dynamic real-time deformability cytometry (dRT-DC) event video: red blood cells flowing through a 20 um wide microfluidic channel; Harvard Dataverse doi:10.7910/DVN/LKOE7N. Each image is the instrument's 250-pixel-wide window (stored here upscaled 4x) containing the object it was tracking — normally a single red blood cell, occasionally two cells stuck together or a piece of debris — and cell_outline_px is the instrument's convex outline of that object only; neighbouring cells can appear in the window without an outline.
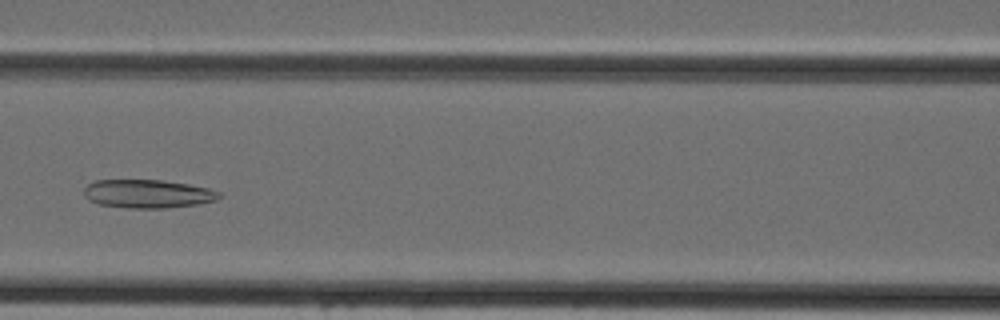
{"species": "Egyptian fruit bat (a non-hibernating species)", "species_latin": "Rousettus aegyptiacus", "temperature_condition": "cold", "stored_images_in_passage": 44, "camera_frame_rate_fps": 3000, "um_per_image_px": 0.085, "animal": {"sex": "female"}, "frame": {"image": 1, "passage_image": 19, "time_ms": 6.0, "image_size_px": [1000, 320], "cell_outline_px": [[220, 196], [216, 200], [196, 204], [164, 208], [128, 208], [96, 204], [88, 200], [84, 196], [84, 188], [88, 184], [96, 180], [164, 180], [188, 184], [208, 188], [220, 192]], "centroid_in_image_um": [12.51, 16.47], "position_along_channel_um": 154.1, "area_um2": 22.43}}
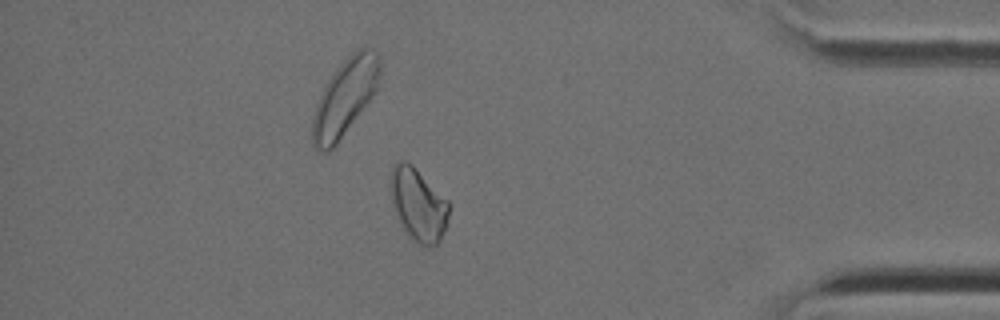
{"frame": {"image": 2, "passage_image": 38, "time_ms": 12.333, "image_size_px": [1000, 320], "cell_outline_px": [[452, 204], [440, 240], [436, 244], [416, 244], [412, 240], [404, 228], [392, 208], [388, 184], [392, 164], [400, 160], [404, 160], [412, 164]], "centroid_in_image_um": [35.5, 17.32], "position_along_channel_um": 399.7, "area_um2": 25.03}}
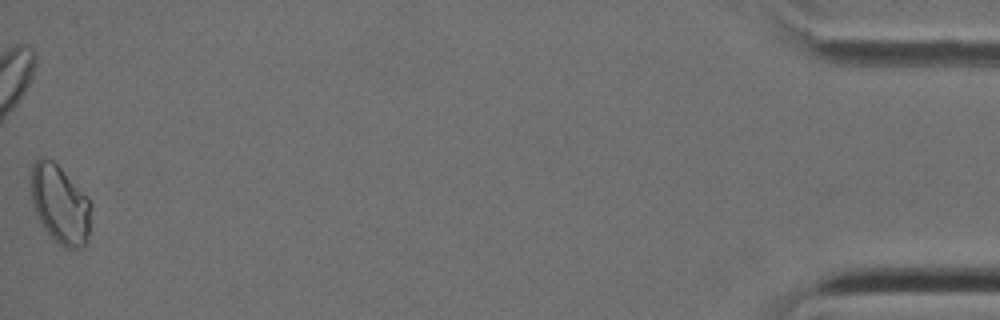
{"frame": {"image": 3, "passage_image": 44, "time_ms": 14.333, "image_size_px": [1000, 320], "cell_outline_px": [[92, 208], [88, 240], [84, 248], [64, 248], [48, 232], [40, 220], [32, 204], [32, 164], [40, 156], [52, 160], [88, 196], [92, 204]], "centroid_in_image_um": [5.15, 17.38], "position_along_channel_um": 430.0, "area_um2": 27.4}}